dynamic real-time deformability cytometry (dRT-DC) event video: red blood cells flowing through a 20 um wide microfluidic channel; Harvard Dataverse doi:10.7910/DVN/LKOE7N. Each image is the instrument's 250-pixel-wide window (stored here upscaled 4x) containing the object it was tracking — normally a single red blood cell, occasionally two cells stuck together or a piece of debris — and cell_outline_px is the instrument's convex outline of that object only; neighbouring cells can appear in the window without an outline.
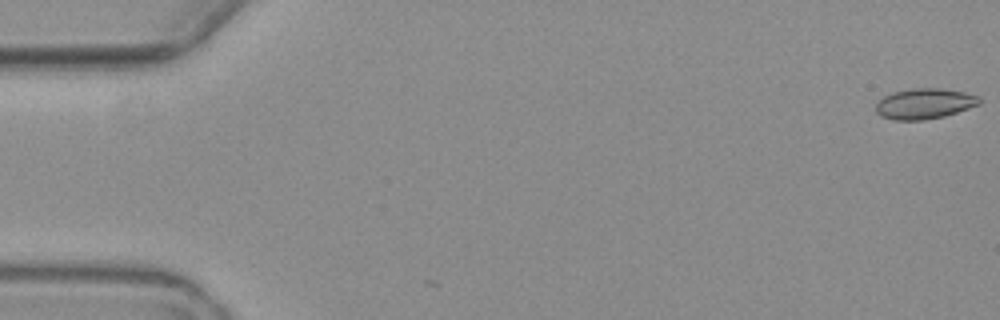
{"species": "common noctule bat (a hibernating species)", "species_latin": "Nyctalus noctula", "temperature_condition": "warm", "stored_images_in_passage": 7, "camera_frame_rate_fps": 3000, "um_per_image_px": 0.085, "animal": {"sex": "female", "body_mass_g": 19.3, "forearm_length_mm": 54.1}, "frame": {"image": 1, "passage_image": 1, "time_ms": 0.0, "image_size_px": [1000, 320], "cell_outline_px": [[980, 104], [944, 116], [924, 120], [892, 120], [880, 116], [876, 112], [876, 104], [884, 96], [892, 92], [912, 88], [940, 88], [964, 92], [980, 96]], "centroid_in_image_um": [78.56, 8.81], "position_along_channel_um": 6.4, "area_um2": 18.44}}
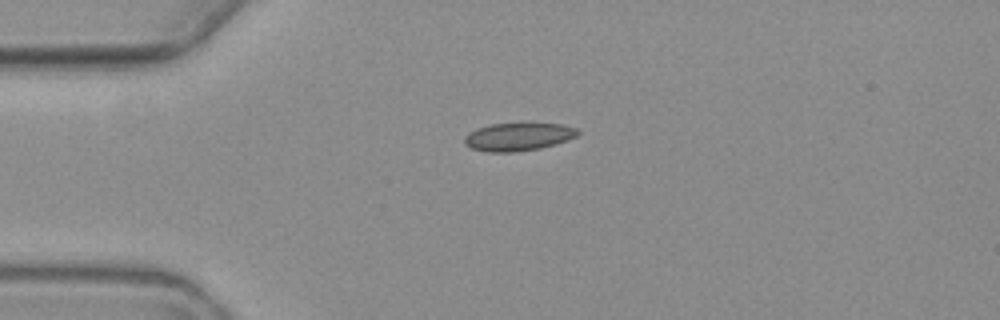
{"frame": {"image": 2, "passage_image": 5, "time_ms": 4.667, "image_size_px": [1000, 320], "cell_outline_px": [[580, 132], [576, 136], [568, 140], [540, 148], [516, 152], [488, 152], [472, 148], [464, 144], [464, 136], [468, 132], [476, 128], [492, 124], [560, 124], [576, 128]], "centroid_in_image_um": [44.01, 11.63], "position_along_channel_um": 41.0, "area_um2": 18.32}}
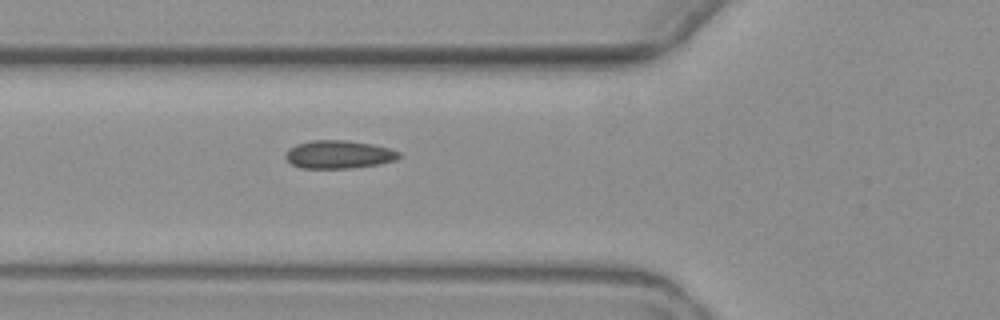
{"frame": {"image": 3, "passage_image": 7, "time_ms": 7.0, "image_size_px": [1000, 320], "cell_outline_px": [[400, 156], [396, 160], [380, 164], [352, 168], [300, 168], [292, 164], [284, 156], [284, 152], [288, 148], [296, 144], [308, 140], [348, 140], [372, 144], [388, 148], [400, 152]], "centroid_in_image_um": [28.76, 13.12], "position_along_channel_um": 97.0, "area_um2": 18.79}}